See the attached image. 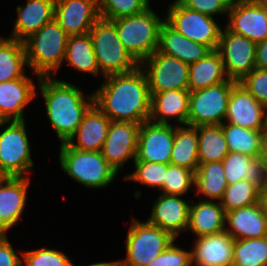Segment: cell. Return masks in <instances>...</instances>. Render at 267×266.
<instances>
[{
  "instance_id": "cell-32",
  "label": "cell",
  "mask_w": 267,
  "mask_h": 266,
  "mask_svg": "<svg viewBox=\"0 0 267 266\" xmlns=\"http://www.w3.org/2000/svg\"><path fill=\"white\" fill-rule=\"evenodd\" d=\"M64 60L68 62L67 65L85 74L94 76L101 74L89 33L69 36Z\"/></svg>"
},
{
  "instance_id": "cell-11",
  "label": "cell",
  "mask_w": 267,
  "mask_h": 266,
  "mask_svg": "<svg viewBox=\"0 0 267 266\" xmlns=\"http://www.w3.org/2000/svg\"><path fill=\"white\" fill-rule=\"evenodd\" d=\"M146 64V65H145ZM150 95L168 90L189 89V65L156 50L140 63Z\"/></svg>"
},
{
  "instance_id": "cell-34",
  "label": "cell",
  "mask_w": 267,
  "mask_h": 266,
  "mask_svg": "<svg viewBox=\"0 0 267 266\" xmlns=\"http://www.w3.org/2000/svg\"><path fill=\"white\" fill-rule=\"evenodd\" d=\"M199 163L223 161L230 152L222 124L197 126Z\"/></svg>"
},
{
  "instance_id": "cell-35",
  "label": "cell",
  "mask_w": 267,
  "mask_h": 266,
  "mask_svg": "<svg viewBox=\"0 0 267 266\" xmlns=\"http://www.w3.org/2000/svg\"><path fill=\"white\" fill-rule=\"evenodd\" d=\"M222 128L230 152L259 157L261 131L230 123H223Z\"/></svg>"
},
{
  "instance_id": "cell-43",
  "label": "cell",
  "mask_w": 267,
  "mask_h": 266,
  "mask_svg": "<svg viewBox=\"0 0 267 266\" xmlns=\"http://www.w3.org/2000/svg\"><path fill=\"white\" fill-rule=\"evenodd\" d=\"M191 251L175 244V240L147 266H191Z\"/></svg>"
},
{
  "instance_id": "cell-48",
  "label": "cell",
  "mask_w": 267,
  "mask_h": 266,
  "mask_svg": "<svg viewBox=\"0 0 267 266\" xmlns=\"http://www.w3.org/2000/svg\"><path fill=\"white\" fill-rule=\"evenodd\" d=\"M71 266H75L73 263ZM87 266H116V261L93 263Z\"/></svg>"
},
{
  "instance_id": "cell-44",
  "label": "cell",
  "mask_w": 267,
  "mask_h": 266,
  "mask_svg": "<svg viewBox=\"0 0 267 266\" xmlns=\"http://www.w3.org/2000/svg\"><path fill=\"white\" fill-rule=\"evenodd\" d=\"M186 8L198 11L209 17L215 14H228L232 0H178Z\"/></svg>"
},
{
  "instance_id": "cell-19",
  "label": "cell",
  "mask_w": 267,
  "mask_h": 266,
  "mask_svg": "<svg viewBox=\"0 0 267 266\" xmlns=\"http://www.w3.org/2000/svg\"><path fill=\"white\" fill-rule=\"evenodd\" d=\"M182 196L160 194L147 222L169 232L175 239L187 230L190 203Z\"/></svg>"
},
{
  "instance_id": "cell-20",
  "label": "cell",
  "mask_w": 267,
  "mask_h": 266,
  "mask_svg": "<svg viewBox=\"0 0 267 266\" xmlns=\"http://www.w3.org/2000/svg\"><path fill=\"white\" fill-rule=\"evenodd\" d=\"M235 239L225 230L197 237L191 250L194 266H232Z\"/></svg>"
},
{
  "instance_id": "cell-8",
  "label": "cell",
  "mask_w": 267,
  "mask_h": 266,
  "mask_svg": "<svg viewBox=\"0 0 267 266\" xmlns=\"http://www.w3.org/2000/svg\"><path fill=\"white\" fill-rule=\"evenodd\" d=\"M25 124V120L0 121V128L5 125L0 132V168L9 177H28L34 168Z\"/></svg>"
},
{
  "instance_id": "cell-7",
  "label": "cell",
  "mask_w": 267,
  "mask_h": 266,
  "mask_svg": "<svg viewBox=\"0 0 267 266\" xmlns=\"http://www.w3.org/2000/svg\"><path fill=\"white\" fill-rule=\"evenodd\" d=\"M174 240L169 232L133 218L126 237V258L116 260V266H147Z\"/></svg>"
},
{
  "instance_id": "cell-51",
  "label": "cell",
  "mask_w": 267,
  "mask_h": 266,
  "mask_svg": "<svg viewBox=\"0 0 267 266\" xmlns=\"http://www.w3.org/2000/svg\"><path fill=\"white\" fill-rule=\"evenodd\" d=\"M260 5L267 6V0H256Z\"/></svg>"
},
{
  "instance_id": "cell-25",
  "label": "cell",
  "mask_w": 267,
  "mask_h": 266,
  "mask_svg": "<svg viewBox=\"0 0 267 266\" xmlns=\"http://www.w3.org/2000/svg\"><path fill=\"white\" fill-rule=\"evenodd\" d=\"M189 95V89H172L152 94L150 121L157 124H170V118H174L178 126L187 125Z\"/></svg>"
},
{
  "instance_id": "cell-27",
  "label": "cell",
  "mask_w": 267,
  "mask_h": 266,
  "mask_svg": "<svg viewBox=\"0 0 267 266\" xmlns=\"http://www.w3.org/2000/svg\"><path fill=\"white\" fill-rule=\"evenodd\" d=\"M158 51L190 65L202 59L211 50L206 45L186 38L164 21L159 30Z\"/></svg>"
},
{
  "instance_id": "cell-42",
  "label": "cell",
  "mask_w": 267,
  "mask_h": 266,
  "mask_svg": "<svg viewBox=\"0 0 267 266\" xmlns=\"http://www.w3.org/2000/svg\"><path fill=\"white\" fill-rule=\"evenodd\" d=\"M238 83L267 109V69L255 68Z\"/></svg>"
},
{
  "instance_id": "cell-38",
  "label": "cell",
  "mask_w": 267,
  "mask_h": 266,
  "mask_svg": "<svg viewBox=\"0 0 267 266\" xmlns=\"http://www.w3.org/2000/svg\"><path fill=\"white\" fill-rule=\"evenodd\" d=\"M100 18L114 20L136 15L150 7L149 0H98Z\"/></svg>"
},
{
  "instance_id": "cell-29",
  "label": "cell",
  "mask_w": 267,
  "mask_h": 266,
  "mask_svg": "<svg viewBox=\"0 0 267 266\" xmlns=\"http://www.w3.org/2000/svg\"><path fill=\"white\" fill-rule=\"evenodd\" d=\"M223 61L217 49L189 65V91H195L227 81Z\"/></svg>"
},
{
  "instance_id": "cell-24",
  "label": "cell",
  "mask_w": 267,
  "mask_h": 266,
  "mask_svg": "<svg viewBox=\"0 0 267 266\" xmlns=\"http://www.w3.org/2000/svg\"><path fill=\"white\" fill-rule=\"evenodd\" d=\"M17 19L8 38L24 41L30 35L54 19L55 0H27L17 6Z\"/></svg>"
},
{
  "instance_id": "cell-10",
  "label": "cell",
  "mask_w": 267,
  "mask_h": 266,
  "mask_svg": "<svg viewBox=\"0 0 267 266\" xmlns=\"http://www.w3.org/2000/svg\"><path fill=\"white\" fill-rule=\"evenodd\" d=\"M167 12L165 21L177 32L210 50L218 48L222 29L213 17L186 8L178 0L170 4Z\"/></svg>"
},
{
  "instance_id": "cell-33",
  "label": "cell",
  "mask_w": 267,
  "mask_h": 266,
  "mask_svg": "<svg viewBox=\"0 0 267 266\" xmlns=\"http://www.w3.org/2000/svg\"><path fill=\"white\" fill-rule=\"evenodd\" d=\"M26 65L24 42L0 37V83L22 78Z\"/></svg>"
},
{
  "instance_id": "cell-5",
  "label": "cell",
  "mask_w": 267,
  "mask_h": 266,
  "mask_svg": "<svg viewBox=\"0 0 267 266\" xmlns=\"http://www.w3.org/2000/svg\"><path fill=\"white\" fill-rule=\"evenodd\" d=\"M59 162L62 170L87 188H105L117 177L101 151H81L60 144Z\"/></svg>"
},
{
  "instance_id": "cell-18",
  "label": "cell",
  "mask_w": 267,
  "mask_h": 266,
  "mask_svg": "<svg viewBox=\"0 0 267 266\" xmlns=\"http://www.w3.org/2000/svg\"><path fill=\"white\" fill-rule=\"evenodd\" d=\"M225 231L235 240L267 236V211L263 200L226 212Z\"/></svg>"
},
{
  "instance_id": "cell-39",
  "label": "cell",
  "mask_w": 267,
  "mask_h": 266,
  "mask_svg": "<svg viewBox=\"0 0 267 266\" xmlns=\"http://www.w3.org/2000/svg\"><path fill=\"white\" fill-rule=\"evenodd\" d=\"M169 164L147 161H134V172L124 176V180H132L148 187L159 188L162 191L163 180Z\"/></svg>"
},
{
  "instance_id": "cell-41",
  "label": "cell",
  "mask_w": 267,
  "mask_h": 266,
  "mask_svg": "<svg viewBox=\"0 0 267 266\" xmlns=\"http://www.w3.org/2000/svg\"><path fill=\"white\" fill-rule=\"evenodd\" d=\"M22 266H71L67 255L56 249L40 248L21 252Z\"/></svg>"
},
{
  "instance_id": "cell-23",
  "label": "cell",
  "mask_w": 267,
  "mask_h": 266,
  "mask_svg": "<svg viewBox=\"0 0 267 266\" xmlns=\"http://www.w3.org/2000/svg\"><path fill=\"white\" fill-rule=\"evenodd\" d=\"M110 124L111 120L93 105L66 143L81 151H102Z\"/></svg>"
},
{
  "instance_id": "cell-31",
  "label": "cell",
  "mask_w": 267,
  "mask_h": 266,
  "mask_svg": "<svg viewBox=\"0 0 267 266\" xmlns=\"http://www.w3.org/2000/svg\"><path fill=\"white\" fill-rule=\"evenodd\" d=\"M194 183L198 190L195 195L202 194L208 198L206 201H220L228 186L222 161L199 163Z\"/></svg>"
},
{
  "instance_id": "cell-13",
  "label": "cell",
  "mask_w": 267,
  "mask_h": 266,
  "mask_svg": "<svg viewBox=\"0 0 267 266\" xmlns=\"http://www.w3.org/2000/svg\"><path fill=\"white\" fill-rule=\"evenodd\" d=\"M139 123L130 121H111L102 155L118 173L130 159H136Z\"/></svg>"
},
{
  "instance_id": "cell-16",
  "label": "cell",
  "mask_w": 267,
  "mask_h": 266,
  "mask_svg": "<svg viewBox=\"0 0 267 266\" xmlns=\"http://www.w3.org/2000/svg\"><path fill=\"white\" fill-rule=\"evenodd\" d=\"M54 19L69 36L87 34L100 19L98 0H55Z\"/></svg>"
},
{
  "instance_id": "cell-46",
  "label": "cell",
  "mask_w": 267,
  "mask_h": 266,
  "mask_svg": "<svg viewBox=\"0 0 267 266\" xmlns=\"http://www.w3.org/2000/svg\"><path fill=\"white\" fill-rule=\"evenodd\" d=\"M256 68L267 69V39L256 45Z\"/></svg>"
},
{
  "instance_id": "cell-26",
  "label": "cell",
  "mask_w": 267,
  "mask_h": 266,
  "mask_svg": "<svg viewBox=\"0 0 267 266\" xmlns=\"http://www.w3.org/2000/svg\"><path fill=\"white\" fill-rule=\"evenodd\" d=\"M222 163L228 185L244 179L254 183L262 191L267 188V165L263 159L229 152Z\"/></svg>"
},
{
  "instance_id": "cell-30",
  "label": "cell",
  "mask_w": 267,
  "mask_h": 266,
  "mask_svg": "<svg viewBox=\"0 0 267 266\" xmlns=\"http://www.w3.org/2000/svg\"><path fill=\"white\" fill-rule=\"evenodd\" d=\"M197 126L174 125V143L170 164L196 172L199 166Z\"/></svg>"
},
{
  "instance_id": "cell-36",
  "label": "cell",
  "mask_w": 267,
  "mask_h": 266,
  "mask_svg": "<svg viewBox=\"0 0 267 266\" xmlns=\"http://www.w3.org/2000/svg\"><path fill=\"white\" fill-rule=\"evenodd\" d=\"M262 197L263 191L257 185L243 179L227 186L220 203L225 212H229L253 205Z\"/></svg>"
},
{
  "instance_id": "cell-49",
  "label": "cell",
  "mask_w": 267,
  "mask_h": 266,
  "mask_svg": "<svg viewBox=\"0 0 267 266\" xmlns=\"http://www.w3.org/2000/svg\"><path fill=\"white\" fill-rule=\"evenodd\" d=\"M9 176L0 168V185L8 178Z\"/></svg>"
},
{
  "instance_id": "cell-1",
  "label": "cell",
  "mask_w": 267,
  "mask_h": 266,
  "mask_svg": "<svg viewBox=\"0 0 267 266\" xmlns=\"http://www.w3.org/2000/svg\"><path fill=\"white\" fill-rule=\"evenodd\" d=\"M93 93L94 105L111 121L142 124L151 118V95L146 75L140 66L124 74L103 77Z\"/></svg>"
},
{
  "instance_id": "cell-22",
  "label": "cell",
  "mask_w": 267,
  "mask_h": 266,
  "mask_svg": "<svg viewBox=\"0 0 267 266\" xmlns=\"http://www.w3.org/2000/svg\"><path fill=\"white\" fill-rule=\"evenodd\" d=\"M35 88L27 75L0 83V121L25 120L24 108L36 96Z\"/></svg>"
},
{
  "instance_id": "cell-17",
  "label": "cell",
  "mask_w": 267,
  "mask_h": 266,
  "mask_svg": "<svg viewBox=\"0 0 267 266\" xmlns=\"http://www.w3.org/2000/svg\"><path fill=\"white\" fill-rule=\"evenodd\" d=\"M255 131L267 126V109L239 83L231 90L225 122Z\"/></svg>"
},
{
  "instance_id": "cell-50",
  "label": "cell",
  "mask_w": 267,
  "mask_h": 266,
  "mask_svg": "<svg viewBox=\"0 0 267 266\" xmlns=\"http://www.w3.org/2000/svg\"><path fill=\"white\" fill-rule=\"evenodd\" d=\"M262 200L265 204V207H266V211H267V188L263 191V197H262Z\"/></svg>"
},
{
  "instance_id": "cell-2",
  "label": "cell",
  "mask_w": 267,
  "mask_h": 266,
  "mask_svg": "<svg viewBox=\"0 0 267 266\" xmlns=\"http://www.w3.org/2000/svg\"><path fill=\"white\" fill-rule=\"evenodd\" d=\"M47 117L61 143L77 130L84 115L94 105L93 93L85 95L79 87L51 76L38 79Z\"/></svg>"
},
{
  "instance_id": "cell-3",
  "label": "cell",
  "mask_w": 267,
  "mask_h": 266,
  "mask_svg": "<svg viewBox=\"0 0 267 266\" xmlns=\"http://www.w3.org/2000/svg\"><path fill=\"white\" fill-rule=\"evenodd\" d=\"M69 35L53 19L25 39L27 66L37 75L51 76L63 65Z\"/></svg>"
},
{
  "instance_id": "cell-45",
  "label": "cell",
  "mask_w": 267,
  "mask_h": 266,
  "mask_svg": "<svg viewBox=\"0 0 267 266\" xmlns=\"http://www.w3.org/2000/svg\"><path fill=\"white\" fill-rule=\"evenodd\" d=\"M6 234H0V266H22V260L12 248Z\"/></svg>"
},
{
  "instance_id": "cell-28",
  "label": "cell",
  "mask_w": 267,
  "mask_h": 266,
  "mask_svg": "<svg viewBox=\"0 0 267 266\" xmlns=\"http://www.w3.org/2000/svg\"><path fill=\"white\" fill-rule=\"evenodd\" d=\"M226 212L220 201L199 200L189 206L188 227L197 237L225 230Z\"/></svg>"
},
{
  "instance_id": "cell-6",
  "label": "cell",
  "mask_w": 267,
  "mask_h": 266,
  "mask_svg": "<svg viewBox=\"0 0 267 266\" xmlns=\"http://www.w3.org/2000/svg\"><path fill=\"white\" fill-rule=\"evenodd\" d=\"M89 34L102 76L128 73L140 66L124 48L112 21L100 18Z\"/></svg>"
},
{
  "instance_id": "cell-9",
  "label": "cell",
  "mask_w": 267,
  "mask_h": 266,
  "mask_svg": "<svg viewBox=\"0 0 267 266\" xmlns=\"http://www.w3.org/2000/svg\"><path fill=\"white\" fill-rule=\"evenodd\" d=\"M236 83V81L228 79L207 88L190 91L187 125L223 124L230 93Z\"/></svg>"
},
{
  "instance_id": "cell-47",
  "label": "cell",
  "mask_w": 267,
  "mask_h": 266,
  "mask_svg": "<svg viewBox=\"0 0 267 266\" xmlns=\"http://www.w3.org/2000/svg\"><path fill=\"white\" fill-rule=\"evenodd\" d=\"M259 158L267 165V126L261 131Z\"/></svg>"
},
{
  "instance_id": "cell-37",
  "label": "cell",
  "mask_w": 267,
  "mask_h": 266,
  "mask_svg": "<svg viewBox=\"0 0 267 266\" xmlns=\"http://www.w3.org/2000/svg\"><path fill=\"white\" fill-rule=\"evenodd\" d=\"M232 266H267V236L235 240Z\"/></svg>"
},
{
  "instance_id": "cell-40",
  "label": "cell",
  "mask_w": 267,
  "mask_h": 266,
  "mask_svg": "<svg viewBox=\"0 0 267 266\" xmlns=\"http://www.w3.org/2000/svg\"><path fill=\"white\" fill-rule=\"evenodd\" d=\"M195 172L169 164L165 179L163 180V194L183 196L195 184Z\"/></svg>"
},
{
  "instance_id": "cell-4",
  "label": "cell",
  "mask_w": 267,
  "mask_h": 266,
  "mask_svg": "<svg viewBox=\"0 0 267 266\" xmlns=\"http://www.w3.org/2000/svg\"><path fill=\"white\" fill-rule=\"evenodd\" d=\"M164 21L151 6L142 13L112 20L124 48L139 64L158 50Z\"/></svg>"
},
{
  "instance_id": "cell-12",
  "label": "cell",
  "mask_w": 267,
  "mask_h": 266,
  "mask_svg": "<svg viewBox=\"0 0 267 266\" xmlns=\"http://www.w3.org/2000/svg\"><path fill=\"white\" fill-rule=\"evenodd\" d=\"M256 45L249 38L233 33L226 27L221 31L217 50L228 79L238 83L256 68Z\"/></svg>"
},
{
  "instance_id": "cell-21",
  "label": "cell",
  "mask_w": 267,
  "mask_h": 266,
  "mask_svg": "<svg viewBox=\"0 0 267 266\" xmlns=\"http://www.w3.org/2000/svg\"><path fill=\"white\" fill-rule=\"evenodd\" d=\"M29 177H8L0 185V234H7L21 219L26 203Z\"/></svg>"
},
{
  "instance_id": "cell-14",
  "label": "cell",
  "mask_w": 267,
  "mask_h": 266,
  "mask_svg": "<svg viewBox=\"0 0 267 266\" xmlns=\"http://www.w3.org/2000/svg\"><path fill=\"white\" fill-rule=\"evenodd\" d=\"M173 143V123L143 122L140 125L137 155L134 161L170 164Z\"/></svg>"
},
{
  "instance_id": "cell-15",
  "label": "cell",
  "mask_w": 267,
  "mask_h": 266,
  "mask_svg": "<svg viewBox=\"0 0 267 266\" xmlns=\"http://www.w3.org/2000/svg\"><path fill=\"white\" fill-rule=\"evenodd\" d=\"M229 31L249 38L255 43L267 39V10L256 0L232 1L228 12Z\"/></svg>"
}]
</instances>
